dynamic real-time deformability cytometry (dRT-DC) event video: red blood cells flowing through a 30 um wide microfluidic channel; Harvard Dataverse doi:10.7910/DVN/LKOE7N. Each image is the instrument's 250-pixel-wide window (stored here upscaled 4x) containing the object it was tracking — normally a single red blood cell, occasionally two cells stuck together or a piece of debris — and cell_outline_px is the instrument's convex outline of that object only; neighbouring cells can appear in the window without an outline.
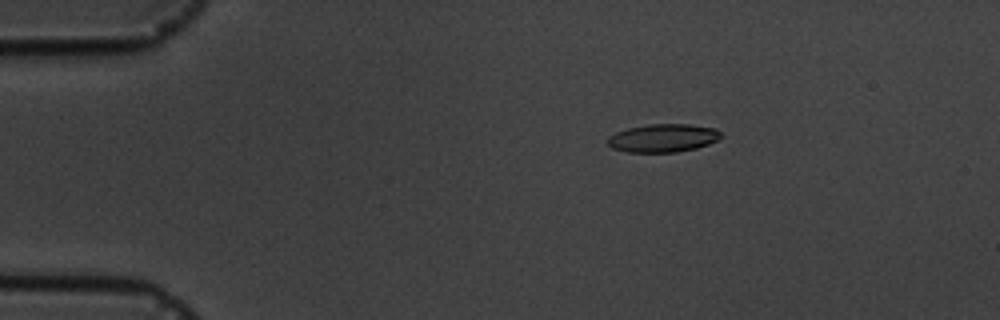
{"species": "common noctule bat (a hibernating species)", "species_latin": "Nyctalus noctula", "temperature_condition": "cold", "stored_images_in_passage": 3, "camera_frame_rate_fps": 3000, "um_per_image_px": 0.085, "animal": {"sex": "male", "body_mass_g": 19.5, "forearm_length_mm": 54.6}, "frame": {"image": 1, "passage_image": 2, "time_ms": 1.667, "image_size_px": [1000, 320], "cell_outline_px": [[724, 136], [720, 140], [696, 148], [676, 152], [624, 152], [612, 148], [608, 144], [608, 136], [616, 132], [628, 128], [648, 124], [688, 124], [716, 128]], "centroid_in_image_um": [56.38, 11.73], "position_along_channel_um": 28.6, "area_um2": 18.79}}